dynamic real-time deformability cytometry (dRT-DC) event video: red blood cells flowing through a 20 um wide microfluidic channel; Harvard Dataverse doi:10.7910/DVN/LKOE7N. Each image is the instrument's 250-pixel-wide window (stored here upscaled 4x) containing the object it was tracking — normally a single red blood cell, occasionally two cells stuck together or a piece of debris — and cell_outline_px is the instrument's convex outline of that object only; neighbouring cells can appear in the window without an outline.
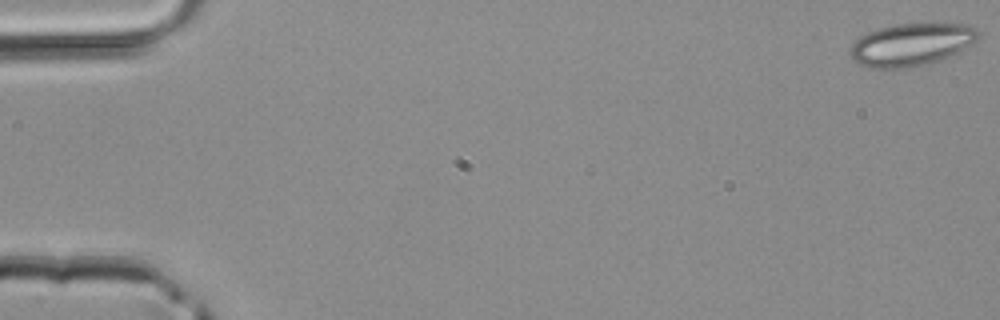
{"species": "common noctule bat (a hibernating species)", "species_latin": "Nyctalus noctula", "temperature_condition": "room temperature", "stored_images_in_passage": 11, "camera_frame_rate_fps": 3000, "um_per_image_px": 0.085, "animal": {"sex": "male", "body_mass_g": 20.4}, "frame": {"image": 1, "passage_image": 1, "time_ms": 0.0, "image_size_px": [1000, 320], "cell_outline_px": [[980, 36], [976, 40], [956, 52], [948, 56], [924, 64], [908, 68], [872, 68], [860, 64], [852, 60], [848, 52], [852, 44], [860, 36], [868, 32], [880, 28], [896, 24], [964, 24], [976, 28], [980, 32]], "centroid_in_image_um": [77.41, 3.78], "position_along_channel_um": 7.6, "area_um2": 31.33}}